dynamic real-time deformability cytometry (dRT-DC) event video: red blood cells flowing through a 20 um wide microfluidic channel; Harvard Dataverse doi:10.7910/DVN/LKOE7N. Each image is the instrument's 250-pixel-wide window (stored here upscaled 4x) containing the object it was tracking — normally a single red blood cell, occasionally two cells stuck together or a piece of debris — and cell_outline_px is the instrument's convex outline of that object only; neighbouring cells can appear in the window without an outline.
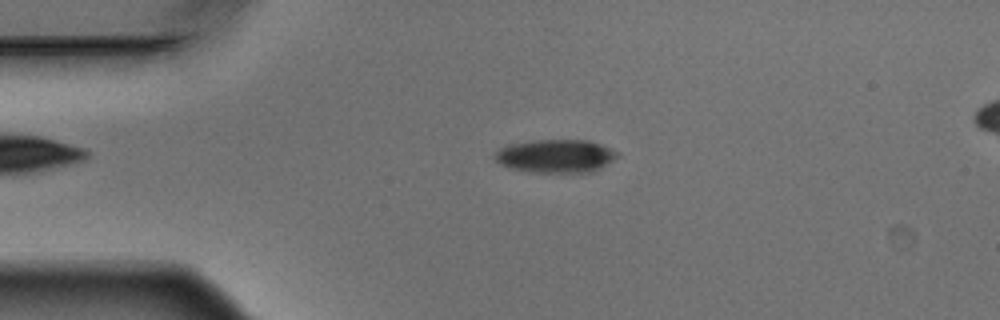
{"species": "Egyptian fruit bat (a non-hibernating species)", "species_latin": "Rousettus aegyptiacus", "temperature_condition": "warm", "stored_images_in_passage": 5, "segment_of_instrument_passage": [1, 2], "camera_frame_rate_fps": 3000, "um_per_image_px": 0.085, "animal": {"sex": "male"}, "frame": {"image": 1, "passage_image": 3, "time_ms": 0.667, "image_size_px": [1000, 320], "cell_outline_px": [[620, 156], [600, 168], [592, 172], [528, 172], [512, 168], [500, 164], [496, 160], [496, 152], [500, 148], [508, 144], [532, 140], [588, 140], [600, 144], [620, 152]], "centroid_in_image_um": [47.26, 13.26], "position_along_channel_um": 37.7, "area_um2": 23.76}}